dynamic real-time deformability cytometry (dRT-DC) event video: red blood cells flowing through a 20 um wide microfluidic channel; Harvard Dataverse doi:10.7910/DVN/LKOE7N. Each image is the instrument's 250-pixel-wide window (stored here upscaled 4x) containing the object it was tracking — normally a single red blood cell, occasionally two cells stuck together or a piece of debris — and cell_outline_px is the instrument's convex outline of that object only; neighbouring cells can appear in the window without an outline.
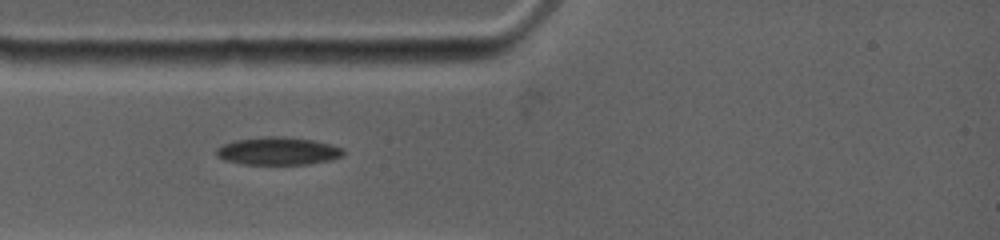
{"species": "common noctule bat (a hibernating species)", "species_latin": "Nyctalus noctula", "temperature_condition": "warm", "stored_images_in_passage": 25, "camera_frame_rate_fps": 4500, "um_per_image_px": 0.085, "animal": {"sex": "female", "body_mass_g": 19.0, "forearm_length_mm": 53.3}, "frame": {"image": 1, "passage_image": 1, "time_ms": 0.0, "image_size_px": [1000, 240], "cell_outline_px": [[344, 156], [332, 160], [308, 164], [244, 164], [224, 160], [216, 156], [216, 148], [224, 144], [236, 140], [264, 136], [284, 136], [312, 140], [344, 148]], "centroid_in_image_um": [23.64, 12.84], "position_along_channel_um": 61.4, "area_um2": 20.63}}
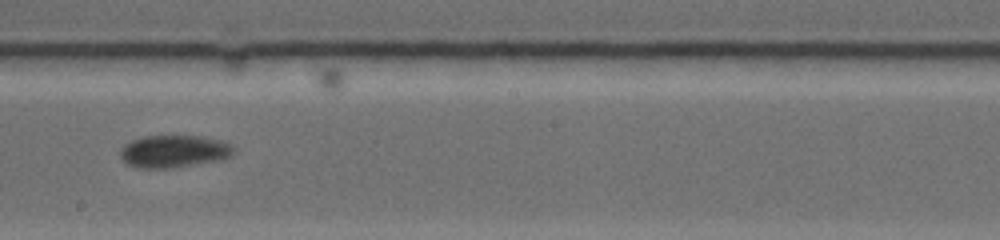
{"frame": {"image": 2, "passage_image": 9, "time_ms": 4.667, "image_size_px": [1000, 240], "cell_outline_px": [[236, 152], [232, 156], [220, 160], [172, 168], [136, 168], [128, 164], [120, 156], [120, 148], [124, 144], [132, 140], [144, 136], [200, 136], [232, 144], [236, 148]], "centroid_in_image_um": [14.79, 12.87], "position_along_channel_um": 233.4, "area_um2": 21.56}}
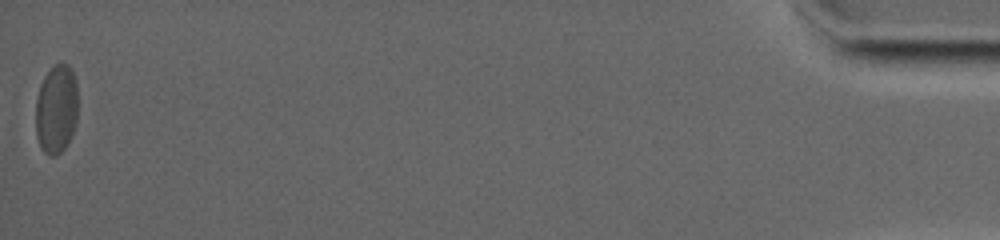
{"frame": {"image": 3, "passage_image": 25, "time_ms": 14.667, "image_size_px": [1000, 240], "cell_outline_px": [[76, 124], [72, 136], [68, 144], [56, 156], [52, 156], [44, 152], [40, 148], [36, 136], [36, 100], [40, 84], [44, 76], [56, 64], [68, 64], [76, 80]], "centroid_in_image_um": [4.78, 9.32], "position_along_channel_um": 430.4, "area_um2": 21.91}}